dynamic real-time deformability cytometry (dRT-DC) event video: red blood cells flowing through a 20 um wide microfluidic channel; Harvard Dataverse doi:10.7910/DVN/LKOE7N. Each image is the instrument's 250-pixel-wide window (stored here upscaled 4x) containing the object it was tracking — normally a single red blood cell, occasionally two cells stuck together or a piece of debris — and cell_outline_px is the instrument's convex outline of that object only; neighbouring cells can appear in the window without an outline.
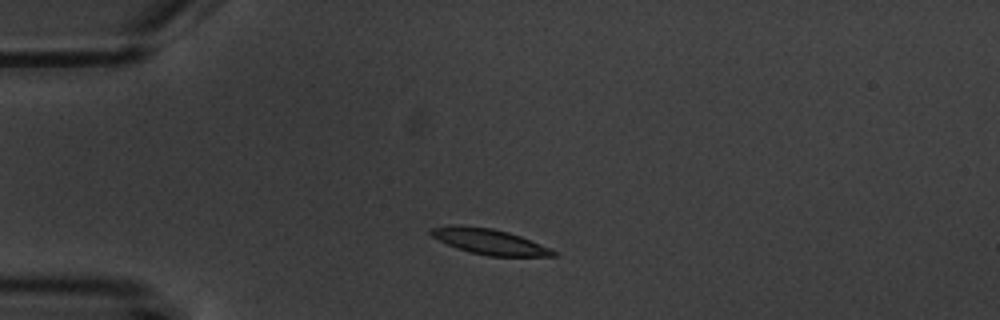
{"species": "common noctule bat (a hibernating species)", "species_latin": "Nyctalus noctula", "temperature_condition": "warm", "stored_images_in_passage": 2, "camera_frame_rate_fps": 3000, "um_per_image_px": 0.085, "animal": {"sex": "male", "body_mass_g": 20.1, "forearm_length_mm": 53.5}, "frame": {"image": 1, "passage_image": 1, "time_ms": 0.0, "image_size_px": [1000, 320], "cell_outline_px": [[556, 256], [488, 256], [456, 248], [432, 236], [428, 232], [432, 228], [452, 224], [492, 228], [508, 232], [520, 236], [548, 248], [556, 252]], "centroid_in_image_um": [41.55, 20.52], "position_along_channel_um": 43.5, "area_um2": 17.86}}